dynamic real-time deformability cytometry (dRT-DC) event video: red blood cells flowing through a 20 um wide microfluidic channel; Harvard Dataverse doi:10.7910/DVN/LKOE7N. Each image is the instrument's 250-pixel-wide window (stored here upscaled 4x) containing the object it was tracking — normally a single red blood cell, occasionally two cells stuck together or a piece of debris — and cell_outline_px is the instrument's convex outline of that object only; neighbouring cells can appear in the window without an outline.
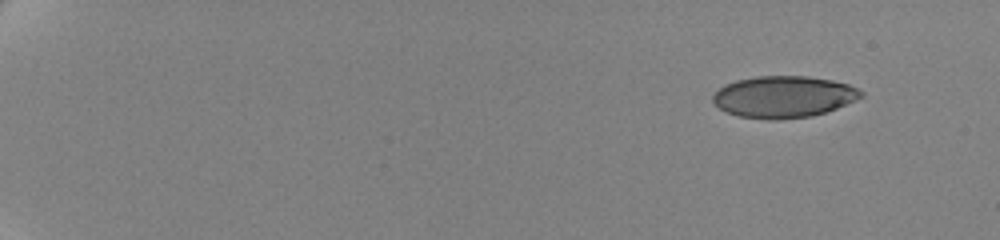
{"species": "human", "species_latin": "Homo sapiens", "temperature_condition": "cold", "stored_images_in_passage": 56, "camera_frame_rate_fps": 3000, "um_per_image_px": 0.085, "donor": {"sex": "female"}, "frame": {"image": 1, "passage_image": 1, "time_ms": 0.0, "image_size_px": [1000, 240], "cell_outline_px": [[864, 96], [836, 108], [812, 116], [772, 120], [740, 116], [728, 112], [720, 108], [712, 100], [712, 96], [724, 84], [736, 80], [756, 76], [808, 76], [832, 80], [848, 84], [864, 92]], "centroid_in_image_um": [66.61, 8.21], "position_along_channel_um": 18.4, "area_um2": 35.78}}
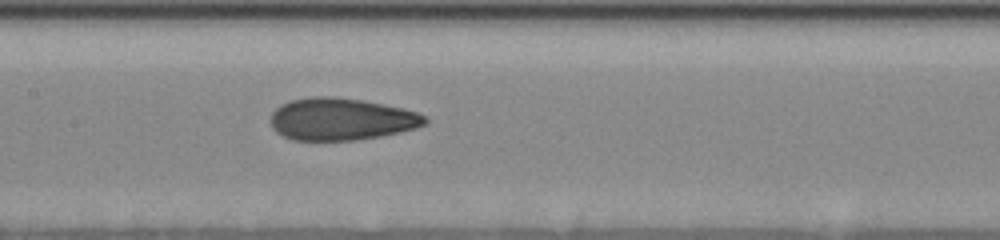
{"frame": {"image": 2, "passage_image": 29, "time_ms": 9.333, "image_size_px": [1000, 240], "cell_outline_px": [[428, 120], [424, 124], [416, 128], [400, 132], [380, 136], [356, 140], [292, 140], [276, 132], [272, 128], [272, 112], [280, 104], [288, 100], [312, 96], [332, 96], [360, 100], [384, 104], [416, 112], [424, 116]], "centroid_in_image_um": [28.96, 10.12], "position_along_channel_um": 178.4, "area_um2": 37.86}}
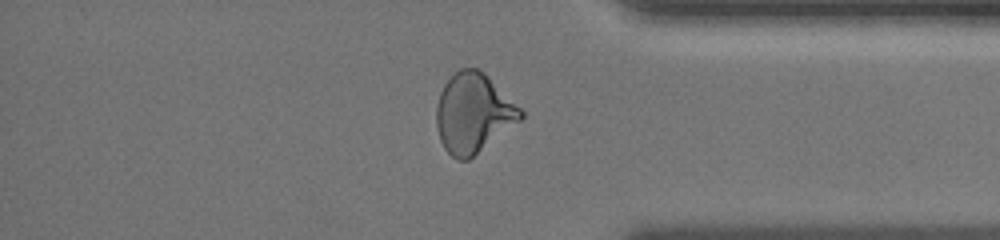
{"frame": {"image": 3, "passage_image": 48, "time_ms": 15.667, "image_size_px": [1000, 240], "cell_outline_px": [[524, 116], [520, 120], [468, 160], [456, 160], [444, 148], [440, 140], [436, 124], [436, 108], [440, 92], [444, 84], [460, 68], [476, 68], [484, 72], [524, 112]], "centroid_in_image_um": [40.21, 9.62], "position_along_channel_um": 395.0, "area_um2": 38.49}, "authors_computed_cell_mechanics": {"area_um2": 37.4255, "velocity_mm_per_s": 3.5157, "shape_relaxation_time_tau1_ms": 7.3253, "shape_relaxation_time_tau2_ms": 1.4123, "deformation_change_tau1": 0.1608, "deformation_change_tau2": 0.0788}}